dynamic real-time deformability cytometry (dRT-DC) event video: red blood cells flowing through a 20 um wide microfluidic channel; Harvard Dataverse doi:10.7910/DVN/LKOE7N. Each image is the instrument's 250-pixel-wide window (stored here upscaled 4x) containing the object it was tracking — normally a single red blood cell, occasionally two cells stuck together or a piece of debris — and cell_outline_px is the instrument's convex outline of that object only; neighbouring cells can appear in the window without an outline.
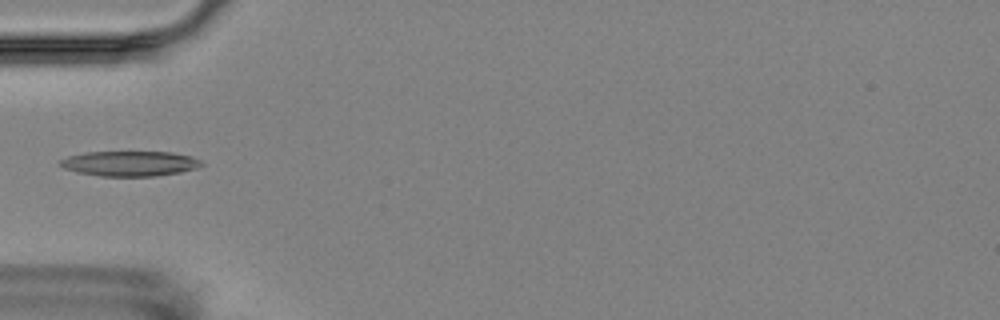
{"species": "Egyptian fruit bat (a non-hibernating species)", "species_latin": "Rousettus aegyptiacus", "temperature_condition": "room temperature", "stored_images_in_passage": 5, "camera_frame_rate_fps": 3000, "um_per_image_px": 0.085, "animal": {"sex": "female"}, "frame": {"image": 1, "passage_image": 5, "time_ms": 4.667, "image_size_px": [1000, 320], "cell_outline_px": [[204, 164], [196, 168], [180, 172], [156, 176], [100, 176], [76, 172], [64, 168], [60, 164], [60, 160], [68, 156], [84, 152], [172, 152], [192, 156], [200, 160]], "centroid_in_image_um": [11.04, 13.9], "position_along_channel_um": 74.0, "area_um2": 20.69}}